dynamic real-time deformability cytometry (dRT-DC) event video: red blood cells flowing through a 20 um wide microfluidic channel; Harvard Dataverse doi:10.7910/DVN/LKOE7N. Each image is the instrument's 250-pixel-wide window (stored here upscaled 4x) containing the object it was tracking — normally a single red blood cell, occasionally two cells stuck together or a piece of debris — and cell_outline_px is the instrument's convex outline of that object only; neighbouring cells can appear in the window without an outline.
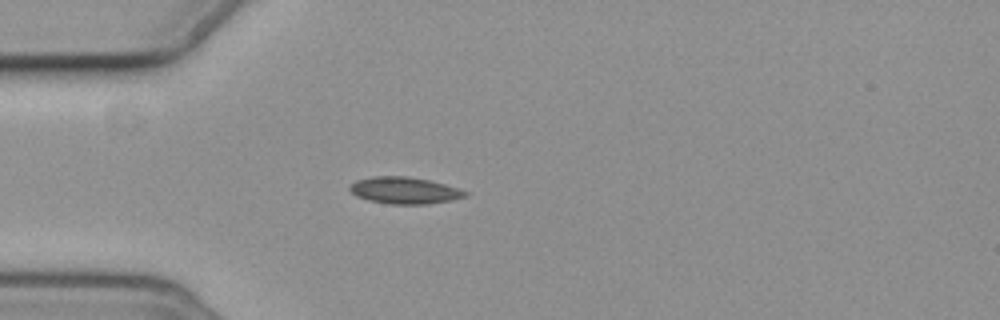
{"species": "common noctule bat (a hibernating species)", "species_latin": "Nyctalus noctula", "temperature_condition": "cold", "stored_images_in_passage": 4, "camera_frame_rate_fps": 3000, "um_per_image_px": 0.085, "animal": {"sex": "female", "body_mass_g": 19.3, "forearm_length_mm": 54.1}, "frame": {"image": 1, "passage_image": 4, "time_ms": 3.667, "image_size_px": [1000, 320], "cell_outline_px": [[468, 192], [464, 196], [452, 200], [424, 204], [392, 204], [368, 200], [356, 196], [348, 188], [356, 180], [372, 176], [408, 176], [428, 180], [444, 184]], "centroid_in_image_um": [34.33, 16.18], "position_along_channel_um": 50.7, "area_um2": 17.74}}